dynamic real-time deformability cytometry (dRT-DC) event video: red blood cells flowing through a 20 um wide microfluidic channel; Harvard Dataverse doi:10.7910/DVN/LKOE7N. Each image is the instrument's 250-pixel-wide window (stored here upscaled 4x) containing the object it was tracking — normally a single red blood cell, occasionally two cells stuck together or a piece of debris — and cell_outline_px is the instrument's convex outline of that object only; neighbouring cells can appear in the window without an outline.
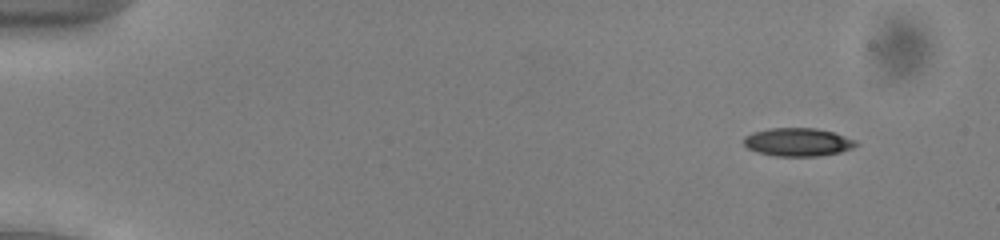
{"species": "common noctule bat (a hibernating species)", "species_latin": "Nyctalus noctula", "temperature_condition": "cold", "stored_images_in_passage": 54, "camera_frame_rate_fps": 3000, "um_per_image_px": 0.085, "animal": {"sex": "male", "body_mass_g": 13.0, "forearm_length_mm": 53.1}, "frame": {"image": 1, "passage_image": 6, "time_ms": 1.667, "image_size_px": [1000, 240], "cell_outline_px": [[860, 144], [852, 148], [840, 152], [820, 156], [776, 156], [756, 152], [748, 148], [744, 144], [744, 136], [752, 132], [768, 128], [816, 128], [832, 132], [856, 140]], "centroid_in_image_um": [67.81, 12.08], "position_along_channel_um": 17.2, "area_um2": 18.55}}
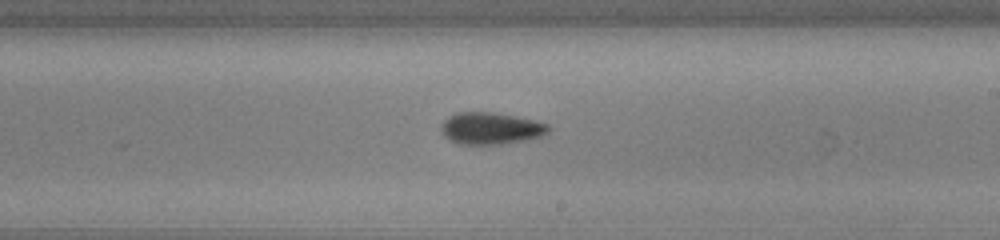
{"frame": {"image": 2, "passage_image": 33, "time_ms": 10.667, "image_size_px": [1000, 240], "cell_outline_px": [[552, 128], [548, 132], [540, 136], [528, 140], [500, 144], [460, 144], [444, 136], [440, 132], [440, 128], [444, 120], [448, 116], [456, 112], [492, 112], [532, 120], [548, 124]], "centroid_in_image_um": [41.7, 10.91], "position_along_channel_um": 247.3, "area_um2": 19.88}}
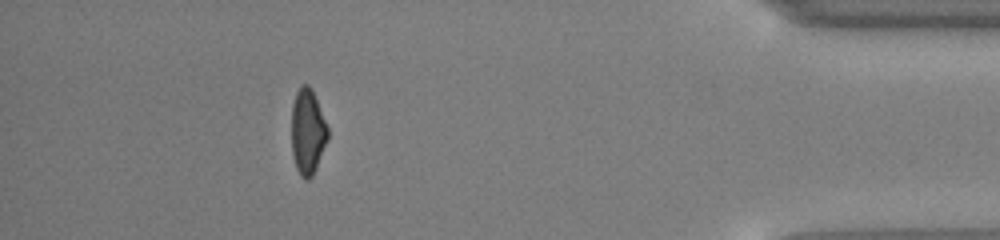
{"frame": {"image": 3, "passage_image": 49, "time_ms": 16.0, "image_size_px": [1000, 240], "cell_outline_px": [[328, 140], [316, 168], [312, 176], [308, 180], [304, 180], [300, 176], [296, 168], [292, 156], [292, 104], [296, 92], [304, 84], [308, 84], [312, 88], [328, 128]], "centroid_in_image_um": [26.15, 11.22], "position_along_channel_um": 409.1, "area_um2": 18.15}, "authors_computed_cell_mechanics": {"area_um2": 18.9006, "velocity_mm_per_s": 3.9182, "shape_relaxation_time_tau1_ms": 2.6648, "shape_relaxation_time_tau2_ms": 4.4248, "deformation_change_tau1": 0.1262, "deformation_change_tau2": 0.1224}}